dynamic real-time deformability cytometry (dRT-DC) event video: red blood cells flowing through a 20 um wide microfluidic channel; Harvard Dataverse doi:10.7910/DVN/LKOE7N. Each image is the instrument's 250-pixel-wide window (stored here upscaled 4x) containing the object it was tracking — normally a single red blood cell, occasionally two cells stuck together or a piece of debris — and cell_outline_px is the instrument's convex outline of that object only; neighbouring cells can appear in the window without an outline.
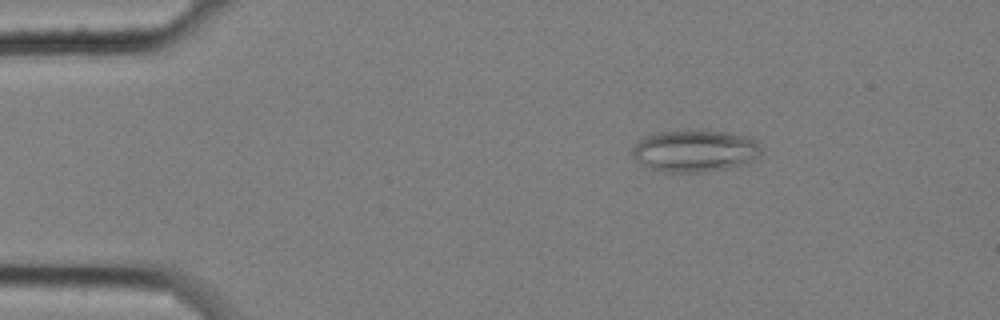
{"species": "common noctule bat (a hibernating species)", "species_latin": "Nyctalus noctula", "temperature_condition": "cold", "stored_images_in_passage": 58, "camera_frame_rate_fps": 3000, "um_per_image_px": 0.085, "animal": {"sex": "female", "body_mass_g": 25.1}, "frame": {"image": 1, "passage_image": 9, "time_ms": 2.667, "image_size_px": [1000, 320], "cell_outline_px": [[760, 156], [748, 164], [728, 168], [700, 172], [668, 172], [652, 168], [644, 164], [632, 156], [632, 148], [640, 140], [656, 132], [692, 128], [700, 128], [728, 132], [752, 136], [760, 140]], "centroid_in_image_um": [59.17, 12.77], "position_along_channel_um": 25.8, "area_um2": 32.37}}
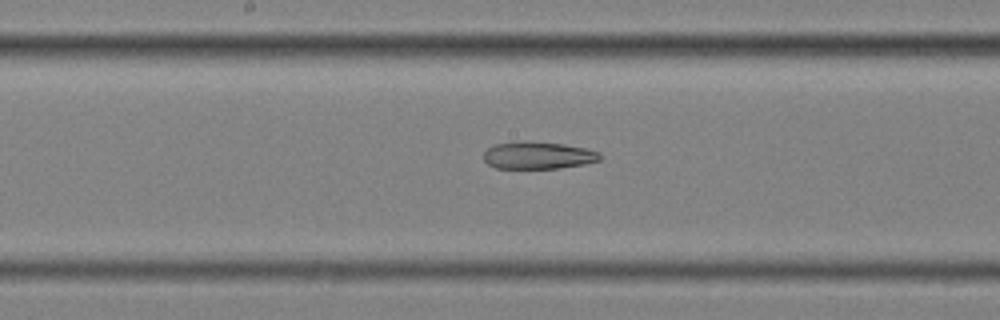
{"frame": {"image": 2, "passage_image": 30, "time_ms": 9.667, "image_size_px": [1000, 320], "cell_outline_px": [[604, 156], [600, 160], [584, 164], [560, 168], [496, 168], [488, 164], [484, 160], [484, 152], [488, 148], [496, 144], [524, 140], [564, 144], [588, 148], [600, 152]], "centroid_in_image_um": [45.78, 13.19], "position_along_channel_um": 202.4, "area_um2": 18.73}}
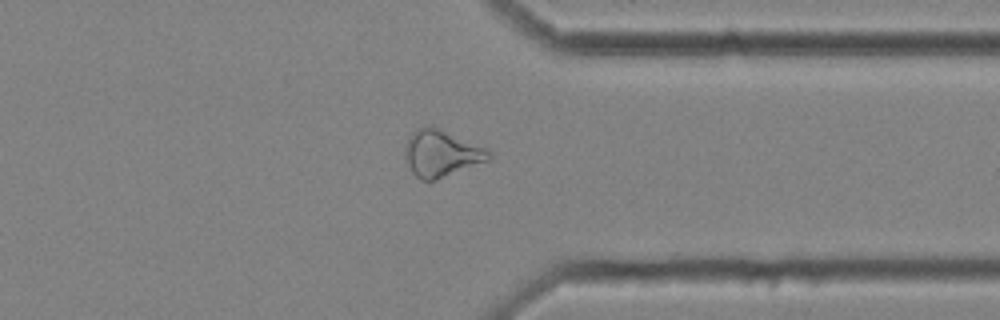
{"frame": {"image": 3, "passage_image": 45, "time_ms": 14.667, "image_size_px": [1000, 320], "cell_outline_px": [[492, 156], [488, 160], [436, 180], [420, 180], [412, 172], [408, 164], [404, 152], [404, 148], [412, 132], [416, 128], [432, 124], [484, 148], [492, 152]], "centroid_in_image_um": [37.48, 13.02], "position_along_channel_um": 373.9, "area_um2": 22.66}}